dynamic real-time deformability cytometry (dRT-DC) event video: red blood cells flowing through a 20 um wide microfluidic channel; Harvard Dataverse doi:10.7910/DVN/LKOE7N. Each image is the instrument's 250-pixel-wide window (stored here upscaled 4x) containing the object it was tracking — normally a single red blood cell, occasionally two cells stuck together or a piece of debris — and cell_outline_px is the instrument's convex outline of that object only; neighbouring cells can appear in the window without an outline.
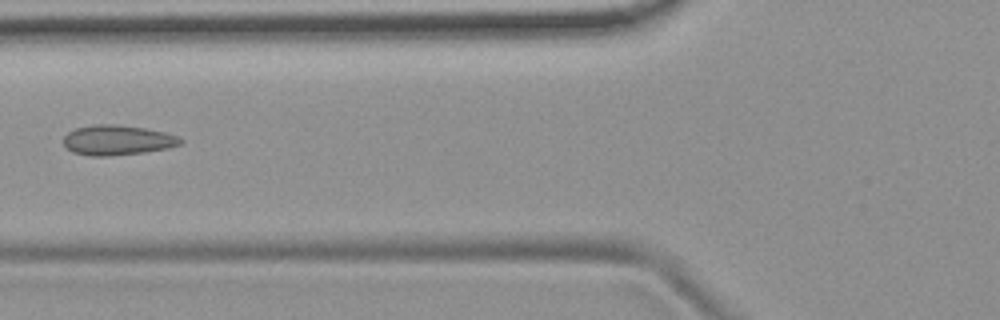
{"species": "common noctule bat (a hibernating species)", "species_latin": "Nyctalus noctula", "temperature_condition": "room temperature", "stored_images_in_passage": 2, "camera_frame_rate_fps": 3000, "um_per_image_px": 0.085, "animal": {"sex": "female", "body_mass_g": 19.9}, "frame": {"image": 1, "passage_image": 2, "time_ms": 1.333, "image_size_px": [1000, 320], "cell_outline_px": [[184, 140], [180, 144], [168, 148], [144, 152], [108, 156], [88, 156], [72, 152], [64, 144], [64, 136], [68, 132], [76, 128], [96, 124], [116, 124], [144, 128], [164, 132], [176, 136]], "centroid_in_image_um": [9.96, 11.91], "position_along_channel_um": 115.8, "area_um2": 20.35}}